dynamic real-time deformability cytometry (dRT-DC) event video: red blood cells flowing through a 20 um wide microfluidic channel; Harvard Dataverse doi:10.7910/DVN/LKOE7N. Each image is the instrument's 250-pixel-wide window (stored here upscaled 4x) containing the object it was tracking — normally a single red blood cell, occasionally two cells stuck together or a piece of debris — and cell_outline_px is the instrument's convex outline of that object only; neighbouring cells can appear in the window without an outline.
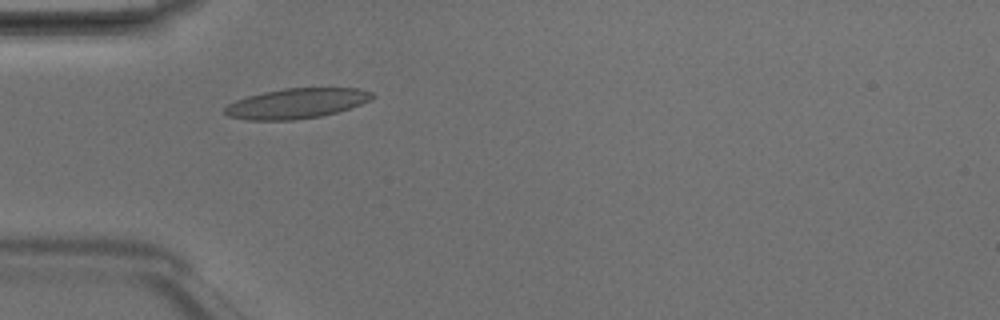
{"species": "Egyptian fruit bat (a non-hibernating species)", "species_latin": "Rousettus aegyptiacus", "temperature_condition": "room temperature", "stored_images_in_passage": 5, "camera_frame_rate_fps": 3000, "um_per_image_px": 0.085, "animal": {"sex": "male"}, "frame": {"image": 1, "passage_image": 4, "time_ms": 1.0, "image_size_px": [1000, 320], "cell_outline_px": [[376, 96], [360, 104], [336, 112], [320, 116], [296, 120], [248, 120], [228, 116], [220, 112], [228, 104], [236, 100], [248, 96], [264, 92], [284, 88], [360, 88], [372, 92]], "centroid_in_image_um": [25.16, 8.79], "position_along_channel_um": 59.8, "area_um2": 25.84}}